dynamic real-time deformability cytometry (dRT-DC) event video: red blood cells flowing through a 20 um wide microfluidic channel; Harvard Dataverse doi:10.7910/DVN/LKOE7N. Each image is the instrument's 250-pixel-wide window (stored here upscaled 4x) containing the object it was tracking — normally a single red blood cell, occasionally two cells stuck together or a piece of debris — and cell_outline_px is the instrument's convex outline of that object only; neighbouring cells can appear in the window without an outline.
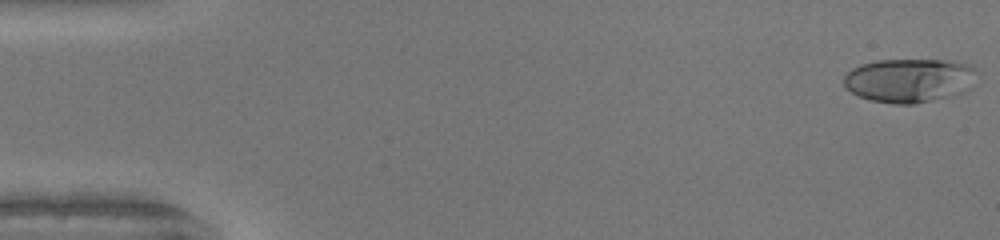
{"species": "human", "species_latin": "Homo sapiens", "temperature_condition": "warm", "stored_images_in_passage": 50, "camera_frame_rate_fps": 3000, "um_per_image_px": 0.085, "donor": {"sex": "female"}, "frame": {"image": 1, "passage_image": 1, "time_ms": 0.0, "image_size_px": [1000, 240], "cell_outline_px": [[980, 72], [972, 88], [964, 92], [952, 96], [916, 104], [896, 104], [868, 100], [844, 88], [844, 76], [852, 68], [860, 64], [876, 60], [952, 60], [972, 64]], "centroid_in_image_um": [77.38, 6.82], "position_along_channel_um": 7.6, "area_um2": 34.97}}
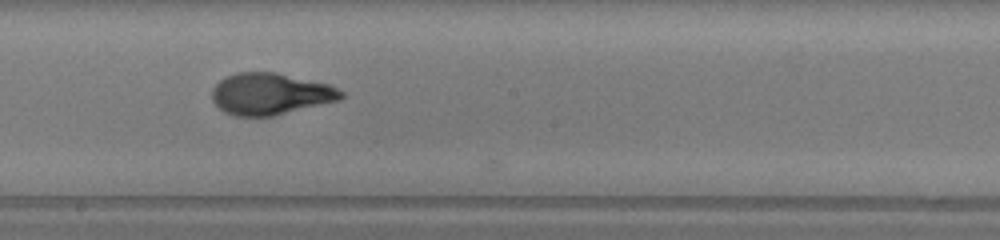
{"frame": {"image": 2, "passage_image": 28, "time_ms": 9.0, "image_size_px": [1000, 240], "cell_outline_px": [[344, 96], [340, 100], [272, 116], [236, 116], [224, 112], [212, 100], [212, 88], [220, 80], [236, 72], [276, 72], [332, 84], [344, 92]], "centroid_in_image_um": [23.01, 7.97], "position_along_channel_um": 225.2, "area_um2": 31.5}}
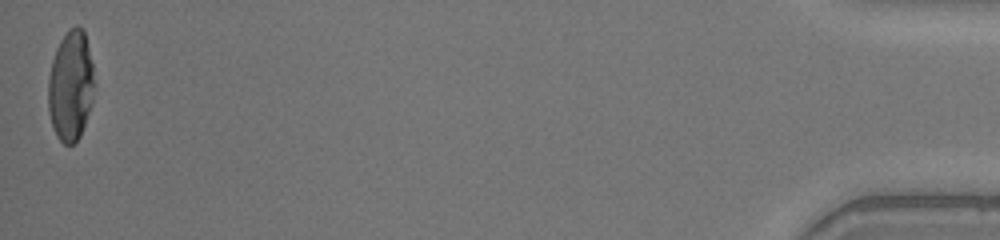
{"frame": {"image": 3, "passage_image": 50, "time_ms": 16.333, "image_size_px": [1000, 240], "cell_outline_px": [[96, 84], [92, 100], [80, 136], [72, 144], [64, 144], [56, 136], [48, 112], [48, 80], [52, 60], [56, 48], [60, 40], [68, 28], [76, 24], [84, 28], [92, 64]], "centroid_in_image_um": [6.01, 7.24], "position_along_channel_um": 429.2, "area_um2": 29.94}, "authors_computed_cell_mechanics": {"area_um2": 31.2409, "velocity_mm_per_s": 4.152, "shape_relaxation_time_tau1_ms": 6.673, "shape_relaxation_time_tau2_ms": null, "deformation_change_tau1": 0.3317, "deformation_change_tau2": null}}